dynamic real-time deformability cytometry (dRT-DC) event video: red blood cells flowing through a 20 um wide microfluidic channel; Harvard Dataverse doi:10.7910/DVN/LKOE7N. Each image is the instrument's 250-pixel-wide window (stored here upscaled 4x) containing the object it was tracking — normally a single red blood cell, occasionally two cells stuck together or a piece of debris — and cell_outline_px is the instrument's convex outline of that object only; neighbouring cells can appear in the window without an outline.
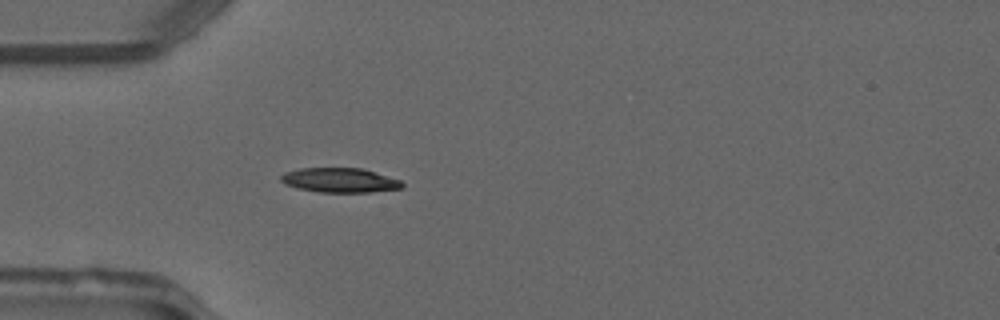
{"species": "common noctule bat (a hibernating species)", "species_latin": "Nyctalus noctula", "temperature_condition": "warm", "stored_images_in_passage": 39, "camera_frame_rate_fps": 3000, "um_per_image_px": 0.085, "animal": {"sex": "male", "forearm_length_mm": 52.5}, "frame": {"image": 1, "passage_image": 3, "time_ms": 0.667, "image_size_px": [1000, 320], "cell_outline_px": [[404, 188], [372, 192], [320, 192], [296, 188], [284, 184], [280, 180], [280, 176], [284, 172], [300, 168], [364, 168], [400, 180], [404, 184]], "centroid_in_image_um": [28.88, 15.32], "position_along_channel_um": 56.1, "area_um2": 17.51}}
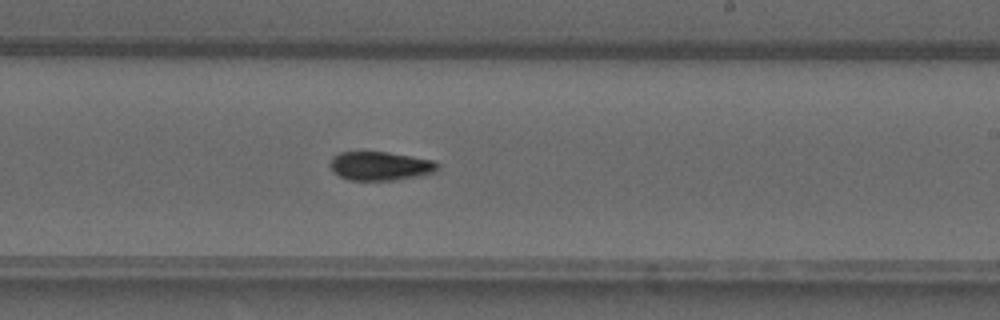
{"frame": {"image": 2, "passage_image": 18, "time_ms": 5.667, "image_size_px": [1000, 320], "cell_outline_px": [[440, 168], [432, 172], [416, 176], [392, 180], [348, 180], [332, 172], [328, 164], [332, 156], [340, 152], [388, 152], [432, 160], [440, 164]], "centroid_in_image_um": [32.26, 14.1], "position_along_channel_um": 256.7, "area_um2": 18.03}}
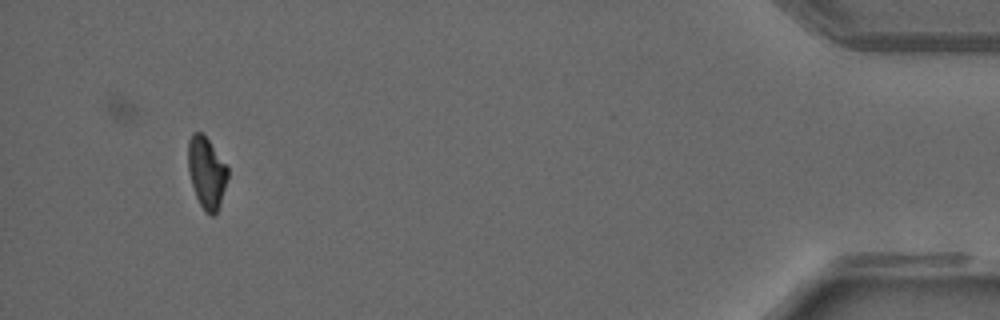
{"frame": {"image": 3, "passage_image": 35, "time_ms": 11.333, "image_size_px": [1000, 320], "cell_outline_px": [[228, 176], [220, 204], [216, 212], [212, 216], [204, 212], [196, 196], [188, 172], [188, 140], [192, 132], [200, 132], [208, 140], [228, 168]], "centroid_in_image_um": [17.54, 14.68], "position_along_channel_um": 417.7, "area_um2": 16.3}}